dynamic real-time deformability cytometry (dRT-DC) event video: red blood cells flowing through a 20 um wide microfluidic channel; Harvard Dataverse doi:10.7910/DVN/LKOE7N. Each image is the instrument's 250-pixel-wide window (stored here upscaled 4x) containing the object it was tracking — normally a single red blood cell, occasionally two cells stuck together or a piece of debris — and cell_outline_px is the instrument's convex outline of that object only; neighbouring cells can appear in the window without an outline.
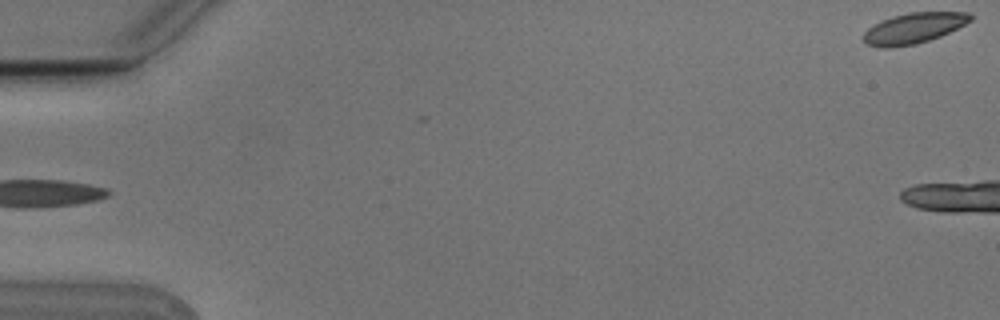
{"species": "Egyptian fruit bat (a non-hibernating species)", "species_latin": "Rousettus aegyptiacus", "temperature_condition": "cold", "stored_images_in_passage": 5, "camera_frame_rate_fps": 3000, "um_per_image_px": 0.085, "animal": {"sex": "male"}, "frame": {"image": 1, "passage_image": 5, "time_ms": 1.333, "image_size_px": [1000, 320], "cell_outline_px": [[972, 20], [940, 36], [916, 44], [888, 48], [884, 48], [868, 44], [864, 40], [864, 32], [868, 28], [892, 16], [908, 12], [968, 12], [972, 16]], "centroid_in_image_um": [77.67, 2.39], "position_along_channel_um": 7.3, "area_um2": 18.73}}